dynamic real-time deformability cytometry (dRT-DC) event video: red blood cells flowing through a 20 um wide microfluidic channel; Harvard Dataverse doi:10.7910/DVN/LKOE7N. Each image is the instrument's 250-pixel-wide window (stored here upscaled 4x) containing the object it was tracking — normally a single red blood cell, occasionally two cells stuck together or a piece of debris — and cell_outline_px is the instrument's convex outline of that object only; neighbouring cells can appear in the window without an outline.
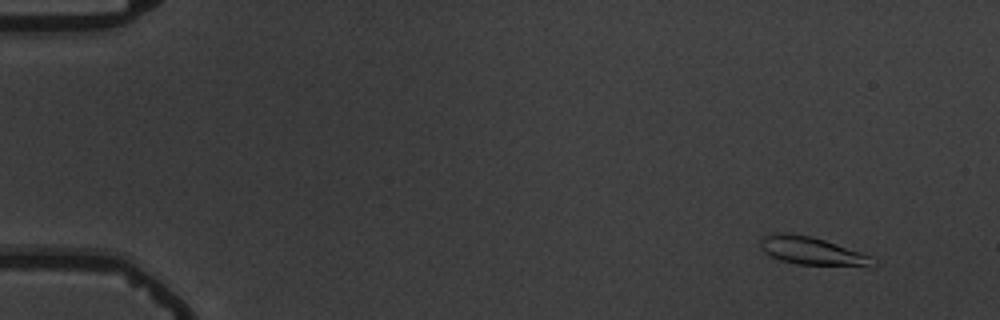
{"species": "common noctule bat (a hibernating species)", "species_latin": "Nyctalus noctula", "temperature_condition": "warm", "stored_images_in_passage": 9, "camera_frame_rate_fps": 3000, "um_per_image_px": 0.085, "animal": {"sex": "male", "body_mass_g": 19.5, "forearm_length_mm": 54.6}, "frame": {"image": 1, "passage_image": 2, "time_ms": 1.0, "image_size_px": [1000, 320], "cell_outline_px": [[876, 264], [796, 264], [780, 260], [764, 252], [760, 248], [760, 236], [780, 232], [784, 232], [808, 236], [824, 240], [872, 256]], "centroid_in_image_um": [68.86, 21.29], "position_along_channel_um": 16.1, "area_um2": 17.57}}
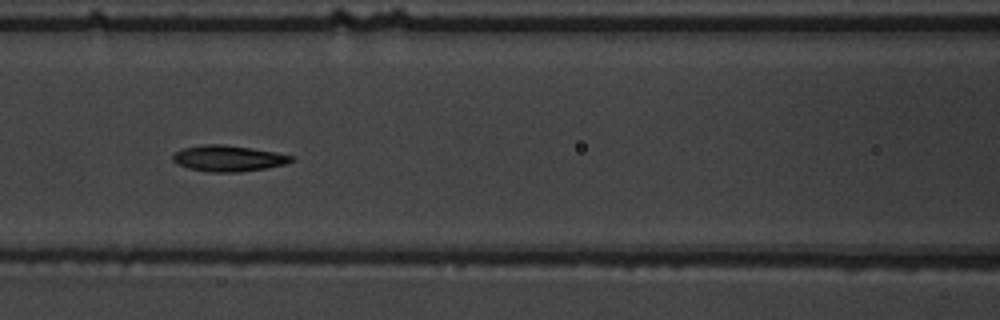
{"frame": {"image": 2, "passage_image": 8, "time_ms": 8.0, "image_size_px": [1000, 320], "cell_outline_px": [[296, 160], [284, 164], [264, 168], [240, 172], [208, 172], [188, 168], [172, 160], [172, 156], [176, 152], [184, 148], [200, 144], [224, 144], [252, 148], [276, 152], [296, 156]], "centroid_in_image_um": [19.44, 13.45], "position_along_channel_um": 147.2, "area_um2": 18.03}}
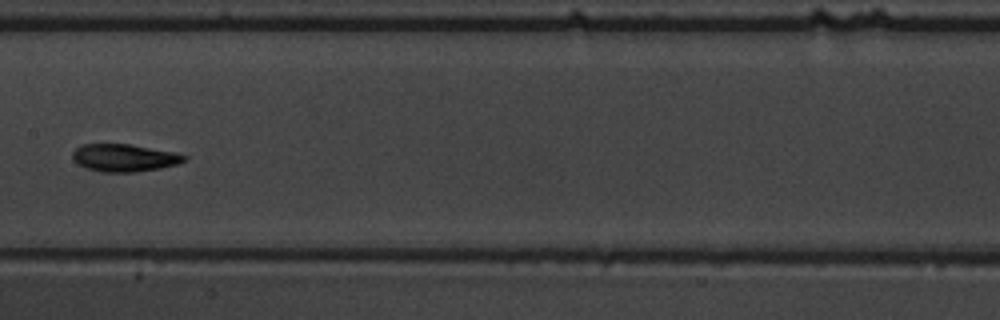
{"frame": {"image": 3, "passage_image": 9, "time_ms": 9.333, "image_size_px": [1000, 320], "cell_outline_px": [[188, 160], [176, 164], [160, 168], [136, 172], [100, 172], [88, 168], [72, 160], [72, 152], [80, 144], [128, 144], [172, 152], [188, 156]], "centroid_in_image_um": [10.54, 13.41], "position_along_channel_um": 196.9, "area_um2": 17.8}}